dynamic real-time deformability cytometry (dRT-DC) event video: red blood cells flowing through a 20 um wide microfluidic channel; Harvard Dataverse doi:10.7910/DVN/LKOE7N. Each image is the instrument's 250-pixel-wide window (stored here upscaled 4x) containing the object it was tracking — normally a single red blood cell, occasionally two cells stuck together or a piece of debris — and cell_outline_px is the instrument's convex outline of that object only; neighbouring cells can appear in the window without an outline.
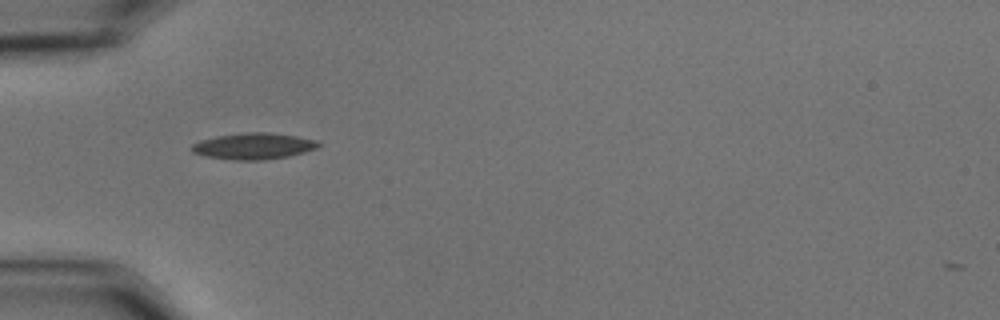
{"species": "common noctule bat (a hibernating species)", "species_latin": "Nyctalus noctula", "temperature_condition": "cold", "stored_images_in_passage": 39, "camera_frame_rate_fps": 3000, "um_per_image_px": 0.085, "animal": {"sex": "male", "body_mass_g": 15.6}, "frame": {"image": 1, "passage_image": 1, "time_ms": 0.0, "image_size_px": [1000, 320], "cell_outline_px": [[320, 144], [316, 148], [304, 152], [288, 156], [264, 160], [236, 160], [204, 156], [192, 152], [188, 148], [192, 144], [200, 140], [216, 136], [244, 132], [268, 132], [296, 136], [312, 140]], "centroid_in_image_um": [21.47, 12.42], "position_along_channel_um": 63.5, "area_um2": 19.36}}
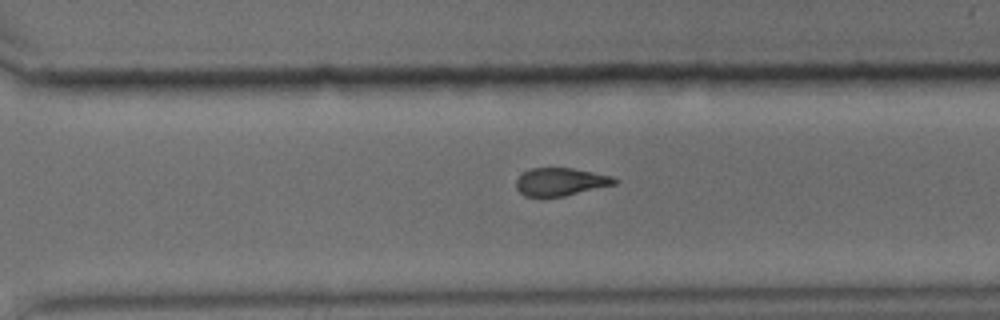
{"frame": {"image": 2, "passage_image": 23, "time_ms": 7.333, "image_size_px": [1000, 320], "cell_outline_px": [[620, 180], [616, 184], [564, 196], [524, 196], [516, 188], [516, 180], [524, 172], [532, 168], [572, 168], [612, 176]], "centroid_in_image_um": [47.67, 15.45], "position_along_channel_um": 322.9, "area_um2": 15.84}}
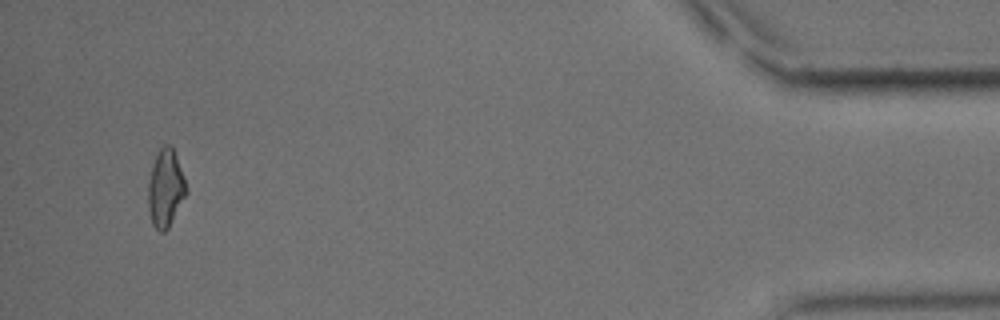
{"frame": {"image": 3, "passage_image": 37, "time_ms": 12.0, "image_size_px": [1000, 320], "cell_outline_px": [[188, 192], [168, 228], [164, 232], [160, 232], [152, 224], [148, 208], [148, 184], [152, 164], [156, 152], [164, 144], [172, 144], [184, 176], [188, 188]], "centroid_in_image_um": [14.08, 15.97], "position_along_channel_um": 421.1, "area_um2": 17.51}, "authors_computed_cell_mechanics": {"area_um2": 17.2822, "velocity_mm_per_s": 3.5694, "shape_relaxation_time_tau1_ms": 7.8319, "shape_relaxation_time_tau2_ms": 4.2542, "deformation_change_tau1": 0.1917, "deformation_change_tau2": 0.1152}}